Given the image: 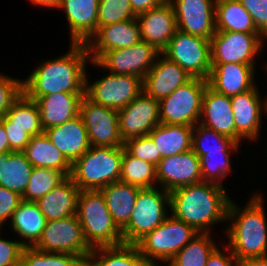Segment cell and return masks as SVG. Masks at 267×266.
Returning <instances> with one entry per match:
<instances>
[{
    "label": "cell",
    "instance_id": "1",
    "mask_svg": "<svg viewBox=\"0 0 267 266\" xmlns=\"http://www.w3.org/2000/svg\"><path fill=\"white\" fill-rule=\"evenodd\" d=\"M67 53L38 66L23 79L26 96H46L59 92L85 93L86 63L91 58L85 43H71Z\"/></svg>",
    "mask_w": 267,
    "mask_h": 266
},
{
    "label": "cell",
    "instance_id": "2",
    "mask_svg": "<svg viewBox=\"0 0 267 266\" xmlns=\"http://www.w3.org/2000/svg\"><path fill=\"white\" fill-rule=\"evenodd\" d=\"M231 198L224 186L200 182L170 192V212L199 233H210L216 223L227 222Z\"/></svg>",
    "mask_w": 267,
    "mask_h": 266
},
{
    "label": "cell",
    "instance_id": "3",
    "mask_svg": "<svg viewBox=\"0 0 267 266\" xmlns=\"http://www.w3.org/2000/svg\"><path fill=\"white\" fill-rule=\"evenodd\" d=\"M262 195L255 193L241 208L231 200L225 229L227 246L241 262L267 256V220ZM227 230V231H226Z\"/></svg>",
    "mask_w": 267,
    "mask_h": 266
},
{
    "label": "cell",
    "instance_id": "4",
    "mask_svg": "<svg viewBox=\"0 0 267 266\" xmlns=\"http://www.w3.org/2000/svg\"><path fill=\"white\" fill-rule=\"evenodd\" d=\"M123 146H90L72 164L70 178L80 191L101 190L120 181Z\"/></svg>",
    "mask_w": 267,
    "mask_h": 266
},
{
    "label": "cell",
    "instance_id": "5",
    "mask_svg": "<svg viewBox=\"0 0 267 266\" xmlns=\"http://www.w3.org/2000/svg\"><path fill=\"white\" fill-rule=\"evenodd\" d=\"M76 216L92 249L124 244L121 230L114 223L101 190L80 191Z\"/></svg>",
    "mask_w": 267,
    "mask_h": 266
},
{
    "label": "cell",
    "instance_id": "6",
    "mask_svg": "<svg viewBox=\"0 0 267 266\" xmlns=\"http://www.w3.org/2000/svg\"><path fill=\"white\" fill-rule=\"evenodd\" d=\"M199 232L172 215L135 245L150 266L168 263Z\"/></svg>",
    "mask_w": 267,
    "mask_h": 266
},
{
    "label": "cell",
    "instance_id": "7",
    "mask_svg": "<svg viewBox=\"0 0 267 266\" xmlns=\"http://www.w3.org/2000/svg\"><path fill=\"white\" fill-rule=\"evenodd\" d=\"M169 211L170 192L161 187L140 189L129 222L121 230L124 244L135 245L162 224Z\"/></svg>",
    "mask_w": 267,
    "mask_h": 266
},
{
    "label": "cell",
    "instance_id": "8",
    "mask_svg": "<svg viewBox=\"0 0 267 266\" xmlns=\"http://www.w3.org/2000/svg\"><path fill=\"white\" fill-rule=\"evenodd\" d=\"M208 81L192 77L159 101L160 123L194 126L199 123L202 98Z\"/></svg>",
    "mask_w": 267,
    "mask_h": 266
},
{
    "label": "cell",
    "instance_id": "9",
    "mask_svg": "<svg viewBox=\"0 0 267 266\" xmlns=\"http://www.w3.org/2000/svg\"><path fill=\"white\" fill-rule=\"evenodd\" d=\"M162 54L191 77L208 80L212 68L210 40L177 29Z\"/></svg>",
    "mask_w": 267,
    "mask_h": 266
},
{
    "label": "cell",
    "instance_id": "10",
    "mask_svg": "<svg viewBox=\"0 0 267 266\" xmlns=\"http://www.w3.org/2000/svg\"><path fill=\"white\" fill-rule=\"evenodd\" d=\"M34 247L44 252L72 254L81 259L88 258L92 251L76 215L47 221L43 234Z\"/></svg>",
    "mask_w": 267,
    "mask_h": 266
},
{
    "label": "cell",
    "instance_id": "11",
    "mask_svg": "<svg viewBox=\"0 0 267 266\" xmlns=\"http://www.w3.org/2000/svg\"><path fill=\"white\" fill-rule=\"evenodd\" d=\"M143 91V79L134 75L112 74L89 83L86 75L85 96L92 102L121 110Z\"/></svg>",
    "mask_w": 267,
    "mask_h": 266
},
{
    "label": "cell",
    "instance_id": "12",
    "mask_svg": "<svg viewBox=\"0 0 267 266\" xmlns=\"http://www.w3.org/2000/svg\"><path fill=\"white\" fill-rule=\"evenodd\" d=\"M266 38L261 33L215 32L211 38V64H256L255 56Z\"/></svg>",
    "mask_w": 267,
    "mask_h": 266
},
{
    "label": "cell",
    "instance_id": "13",
    "mask_svg": "<svg viewBox=\"0 0 267 266\" xmlns=\"http://www.w3.org/2000/svg\"><path fill=\"white\" fill-rule=\"evenodd\" d=\"M160 54L155 47L141 40L131 47L107 51L97 61L91 60L90 63L112 74L134 75L144 79Z\"/></svg>",
    "mask_w": 267,
    "mask_h": 266
},
{
    "label": "cell",
    "instance_id": "14",
    "mask_svg": "<svg viewBox=\"0 0 267 266\" xmlns=\"http://www.w3.org/2000/svg\"><path fill=\"white\" fill-rule=\"evenodd\" d=\"M79 115L85 125L90 146H124L119 133L117 110L94 103L84 96Z\"/></svg>",
    "mask_w": 267,
    "mask_h": 266
},
{
    "label": "cell",
    "instance_id": "15",
    "mask_svg": "<svg viewBox=\"0 0 267 266\" xmlns=\"http://www.w3.org/2000/svg\"><path fill=\"white\" fill-rule=\"evenodd\" d=\"M119 133L128 139L148 135L160 124L159 101L142 91L123 109L118 110Z\"/></svg>",
    "mask_w": 267,
    "mask_h": 266
},
{
    "label": "cell",
    "instance_id": "16",
    "mask_svg": "<svg viewBox=\"0 0 267 266\" xmlns=\"http://www.w3.org/2000/svg\"><path fill=\"white\" fill-rule=\"evenodd\" d=\"M173 5L177 29L211 40L215 30L216 0H169Z\"/></svg>",
    "mask_w": 267,
    "mask_h": 266
},
{
    "label": "cell",
    "instance_id": "17",
    "mask_svg": "<svg viewBox=\"0 0 267 266\" xmlns=\"http://www.w3.org/2000/svg\"><path fill=\"white\" fill-rule=\"evenodd\" d=\"M156 178L157 185L168 192L203 182L199 157L192 149L164 157L156 166Z\"/></svg>",
    "mask_w": 267,
    "mask_h": 266
},
{
    "label": "cell",
    "instance_id": "18",
    "mask_svg": "<svg viewBox=\"0 0 267 266\" xmlns=\"http://www.w3.org/2000/svg\"><path fill=\"white\" fill-rule=\"evenodd\" d=\"M258 86L230 97L235 118L236 142L242 139L257 141L262 128V113H265V100L261 99Z\"/></svg>",
    "mask_w": 267,
    "mask_h": 266
},
{
    "label": "cell",
    "instance_id": "19",
    "mask_svg": "<svg viewBox=\"0 0 267 266\" xmlns=\"http://www.w3.org/2000/svg\"><path fill=\"white\" fill-rule=\"evenodd\" d=\"M136 19L141 40L162 53L177 30L175 11L170 1L139 14Z\"/></svg>",
    "mask_w": 267,
    "mask_h": 266
},
{
    "label": "cell",
    "instance_id": "20",
    "mask_svg": "<svg viewBox=\"0 0 267 266\" xmlns=\"http://www.w3.org/2000/svg\"><path fill=\"white\" fill-rule=\"evenodd\" d=\"M141 41L136 18L100 27L86 43L91 60L97 61L105 52L131 47Z\"/></svg>",
    "mask_w": 267,
    "mask_h": 266
},
{
    "label": "cell",
    "instance_id": "21",
    "mask_svg": "<svg viewBox=\"0 0 267 266\" xmlns=\"http://www.w3.org/2000/svg\"><path fill=\"white\" fill-rule=\"evenodd\" d=\"M191 78L177 63L161 53L143 79V91L151 98L160 101Z\"/></svg>",
    "mask_w": 267,
    "mask_h": 266
},
{
    "label": "cell",
    "instance_id": "22",
    "mask_svg": "<svg viewBox=\"0 0 267 266\" xmlns=\"http://www.w3.org/2000/svg\"><path fill=\"white\" fill-rule=\"evenodd\" d=\"M257 64L224 63L212 64L208 85L228 97L236 96L256 86Z\"/></svg>",
    "mask_w": 267,
    "mask_h": 266
},
{
    "label": "cell",
    "instance_id": "23",
    "mask_svg": "<svg viewBox=\"0 0 267 266\" xmlns=\"http://www.w3.org/2000/svg\"><path fill=\"white\" fill-rule=\"evenodd\" d=\"M85 93L59 92L46 96H27L35 100L40 112V123L45 131L79 115Z\"/></svg>",
    "mask_w": 267,
    "mask_h": 266
},
{
    "label": "cell",
    "instance_id": "24",
    "mask_svg": "<svg viewBox=\"0 0 267 266\" xmlns=\"http://www.w3.org/2000/svg\"><path fill=\"white\" fill-rule=\"evenodd\" d=\"M233 114L230 97L216 92L207 85L202 98L199 123L236 141Z\"/></svg>",
    "mask_w": 267,
    "mask_h": 266
},
{
    "label": "cell",
    "instance_id": "25",
    "mask_svg": "<svg viewBox=\"0 0 267 266\" xmlns=\"http://www.w3.org/2000/svg\"><path fill=\"white\" fill-rule=\"evenodd\" d=\"M100 0H61L59 8L66 13L70 43H87L97 32Z\"/></svg>",
    "mask_w": 267,
    "mask_h": 266
},
{
    "label": "cell",
    "instance_id": "26",
    "mask_svg": "<svg viewBox=\"0 0 267 266\" xmlns=\"http://www.w3.org/2000/svg\"><path fill=\"white\" fill-rule=\"evenodd\" d=\"M44 132L71 164L90 148L87 131L80 115Z\"/></svg>",
    "mask_w": 267,
    "mask_h": 266
},
{
    "label": "cell",
    "instance_id": "27",
    "mask_svg": "<svg viewBox=\"0 0 267 266\" xmlns=\"http://www.w3.org/2000/svg\"><path fill=\"white\" fill-rule=\"evenodd\" d=\"M80 190L70 177L41 197L36 203L47 221L76 215Z\"/></svg>",
    "mask_w": 267,
    "mask_h": 266
},
{
    "label": "cell",
    "instance_id": "28",
    "mask_svg": "<svg viewBox=\"0 0 267 266\" xmlns=\"http://www.w3.org/2000/svg\"><path fill=\"white\" fill-rule=\"evenodd\" d=\"M10 222L15 233L25 239L20 240V243L24 247H34L43 234L47 220L36 202L22 200Z\"/></svg>",
    "mask_w": 267,
    "mask_h": 266
},
{
    "label": "cell",
    "instance_id": "29",
    "mask_svg": "<svg viewBox=\"0 0 267 266\" xmlns=\"http://www.w3.org/2000/svg\"><path fill=\"white\" fill-rule=\"evenodd\" d=\"M23 152L33 167L55 169L65 177L70 176L72 164L55 147L45 132L31 137Z\"/></svg>",
    "mask_w": 267,
    "mask_h": 266
},
{
    "label": "cell",
    "instance_id": "30",
    "mask_svg": "<svg viewBox=\"0 0 267 266\" xmlns=\"http://www.w3.org/2000/svg\"><path fill=\"white\" fill-rule=\"evenodd\" d=\"M141 188L116 181L101 189L114 223L122 230L129 222Z\"/></svg>",
    "mask_w": 267,
    "mask_h": 266
},
{
    "label": "cell",
    "instance_id": "31",
    "mask_svg": "<svg viewBox=\"0 0 267 266\" xmlns=\"http://www.w3.org/2000/svg\"><path fill=\"white\" fill-rule=\"evenodd\" d=\"M33 165L24 152L6 151L0 154V186L23 196Z\"/></svg>",
    "mask_w": 267,
    "mask_h": 266
},
{
    "label": "cell",
    "instance_id": "32",
    "mask_svg": "<svg viewBox=\"0 0 267 266\" xmlns=\"http://www.w3.org/2000/svg\"><path fill=\"white\" fill-rule=\"evenodd\" d=\"M192 133L193 126L160 123L148 135L164 158L191 150Z\"/></svg>",
    "mask_w": 267,
    "mask_h": 266
},
{
    "label": "cell",
    "instance_id": "33",
    "mask_svg": "<svg viewBox=\"0 0 267 266\" xmlns=\"http://www.w3.org/2000/svg\"><path fill=\"white\" fill-rule=\"evenodd\" d=\"M215 18L216 32L260 33L239 0H216Z\"/></svg>",
    "mask_w": 267,
    "mask_h": 266
},
{
    "label": "cell",
    "instance_id": "34",
    "mask_svg": "<svg viewBox=\"0 0 267 266\" xmlns=\"http://www.w3.org/2000/svg\"><path fill=\"white\" fill-rule=\"evenodd\" d=\"M0 120L4 123V127L23 128L32 137L44 132L36 101L28 98L24 93L11 105Z\"/></svg>",
    "mask_w": 267,
    "mask_h": 266
},
{
    "label": "cell",
    "instance_id": "35",
    "mask_svg": "<svg viewBox=\"0 0 267 266\" xmlns=\"http://www.w3.org/2000/svg\"><path fill=\"white\" fill-rule=\"evenodd\" d=\"M88 259L91 266H150L133 244L93 248Z\"/></svg>",
    "mask_w": 267,
    "mask_h": 266
},
{
    "label": "cell",
    "instance_id": "36",
    "mask_svg": "<svg viewBox=\"0 0 267 266\" xmlns=\"http://www.w3.org/2000/svg\"><path fill=\"white\" fill-rule=\"evenodd\" d=\"M211 237V233H198L167 266H206L208 257L218 246Z\"/></svg>",
    "mask_w": 267,
    "mask_h": 266
},
{
    "label": "cell",
    "instance_id": "37",
    "mask_svg": "<svg viewBox=\"0 0 267 266\" xmlns=\"http://www.w3.org/2000/svg\"><path fill=\"white\" fill-rule=\"evenodd\" d=\"M120 181L141 189L156 187V166L130 155L123 146Z\"/></svg>",
    "mask_w": 267,
    "mask_h": 266
},
{
    "label": "cell",
    "instance_id": "38",
    "mask_svg": "<svg viewBox=\"0 0 267 266\" xmlns=\"http://www.w3.org/2000/svg\"><path fill=\"white\" fill-rule=\"evenodd\" d=\"M241 144L200 123L193 126L192 150L200 157L214 151H238Z\"/></svg>",
    "mask_w": 267,
    "mask_h": 266
},
{
    "label": "cell",
    "instance_id": "39",
    "mask_svg": "<svg viewBox=\"0 0 267 266\" xmlns=\"http://www.w3.org/2000/svg\"><path fill=\"white\" fill-rule=\"evenodd\" d=\"M66 177L55 169L34 167L22 200L37 202Z\"/></svg>",
    "mask_w": 267,
    "mask_h": 266
},
{
    "label": "cell",
    "instance_id": "40",
    "mask_svg": "<svg viewBox=\"0 0 267 266\" xmlns=\"http://www.w3.org/2000/svg\"><path fill=\"white\" fill-rule=\"evenodd\" d=\"M231 152L233 151H214L199 157L203 182L223 186L222 181L232 171Z\"/></svg>",
    "mask_w": 267,
    "mask_h": 266
},
{
    "label": "cell",
    "instance_id": "41",
    "mask_svg": "<svg viewBox=\"0 0 267 266\" xmlns=\"http://www.w3.org/2000/svg\"><path fill=\"white\" fill-rule=\"evenodd\" d=\"M80 257L68 253L44 252L35 247H24L20 266H75Z\"/></svg>",
    "mask_w": 267,
    "mask_h": 266
},
{
    "label": "cell",
    "instance_id": "42",
    "mask_svg": "<svg viewBox=\"0 0 267 266\" xmlns=\"http://www.w3.org/2000/svg\"><path fill=\"white\" fill-rule=\"evenodd\" d=\"M136 18L129 0H100L98 6L97 30L117 22Z\"/></svg>",
    "mask_w": 267,
    "mask_h": 266
},
{
    "label": "cell",
    "instance_id": "43",
    "mask_svg": "<svg viewBox=\"0 0 267 266\" xmlns=\"http://www.w3.org/2000/svg\"><path fill=\"white\" fill-rule=\"evenodd\" d=\"M149 135L128 139L124 142V149L132 156L150 162L157 166L162 159L159 150Z\"/></svg>",
    "mask_w": 267,
    "mask_h": 266
},
{
    "label": "cell",
    "instance_id": "44",
    "mask_svg": "<svg viewBox=\"0 0 267 266\" xmlns=\"http://www.w3.org/2000/svg\"><path fill=\"white\" fill-rule=\"evenodd\" d=\"M23 93V80L0 73V118Z\"/></svg>",
    "mask_w": 267,
    "mask_h": 266
},
{
    "label": "cell",
    "instance_id": "45",
    "mask_svg": "<svg viewBox=\"0 0 267 266\" xmlns=\"http://www.w3.org/2000/svg\"><path fill=\"white\" fill-rule=\"evenodd\" d=\"M251 15L256 29L267 38V0H239Z\"/></svg>",
    "mask_w": 267,
    "mask_h": 266
},
{
    "label": "cell",
    "instance_id": "46",
    "mask_svg": "<svg viewBox=\"0 0 267 266\" xmlns=\"http://www.w3.org/2000/svg\"><path fill=\"white\" fill-rule=\"evenodd\" d=\"M23 249L24 246L20 241H11L0 237V266H20Z\"/></svg>",
    "mask_w": 267,
    "mask_h": 266
},
{
    "label": "cell",
    "instance_id": "47",
    "mask_svg": "<svg viewBox=\"0 0 267 266\" xmlns=\"http://www.w3.org/2000/svg\"><path fill=\"white\" fill-rule=\"evenodd\" d=\"M22 201V196L14 191L0 186V228L4 222L11 220L12 214Z\"/></svg>",
    "mask_w": 267,
    "mask_h": 266
},
{
    "label": "cell",
    "instance_id": "48",
    "mask_svg": "<svg viewBox=\"0 0 267 266\" xmlns=\"http://www.w3.org/2000/svg\"><path fill=\"white\" fill-rule=\"evenodd\" d=\"M223 246L225 247L222 250L218 246L213 250L207 259L206 266H242L229 247L225 244ZM223 250L224 252H222Z\"/></svg>",
    "mask_w": 267,
    "mask_h": 266
},
{
    "label": "cell",
    "instance_id": "49",
    "mask_svg": "<svg viewBox=\"0 0 267 266\" xmlns=\"http://www.w3.org/2000/svg\"><path fill=\"white\" fill-rule=\"evenodd\" d=\"M8 136V143L10 150L13 152H23L29 141L31 135L19 127H4Z\"/></svg>",
    "mask_w": 267,
    "mask_h": 266
},
{
    "label": "cell",
    "instance_id": "50",
    "mask_svg": "<svg viewBox=\"0 0 267 266\" xmlns=\"http://www.w3.org/2000/svg\"><path fill=\"white\" fill-rule=\"evenodd\" d=\"M133 13L138 16L141 13L147 12L151 8L160 6L167 0H129Z\"/></svg>",
    "mask_w": 267,
    "mask_h": 266
},
{
    "label": "cell",
    "instance_id": "51",
    "mask_svg": "<svg viewBox=\"0 0 267 266\" xmlns=\"http://www.w3.org/2000/svg\"><path fill=\"white\" fill-rule=\"evenodd\" d=\"M6 151H11L8 143V136L4 129V123L0 120V154Z\"/></svg>",
    "mask_w": 267,
    "mask_h": 266
},
{
    "label": "cell",
    "instance_id": "52",
    "mask_svg": "<svg viewBox=\"0 0 267 266\" xmlns=\"http://www.w3.org/2000/svg\"><path fill=\"white\" fill-rule=\"evenodd\" d=\"M31 4L33 3L36 6H41L40 8L47 7L48 9H59L61 0H30Z\"/></svg>",
    "mask_w": 267,
    "mask_h": 266
},
{
    "label": "cell",
    "instance_id": "53",
    "mask_svg": "<svg viewBox=\"0 0 267 266\" xmlns=\"http://www.w3.org/2000/svg\"><path fill=\"white\" fill-rule=\"evenodd\" d=\"M242 266H267V256L246 260Z\"/></svg>",
    "mask_w": 267,
    "mask_h": 266
},
{
    "label": "cell",
    "instance_id": "54",
    "mask_svg": "<svg viewBox=\"0 0 267 266\" xmlns=\"http://www.w3.org/2000/svg\"><path fill=\"white\" fill-rule=\"evenodd\" d=\"M75 266H91L88 258L81 259Z\"/></svg>",
    "mask_w": 267,
    "mask_h": 266
},
{
    "label": "cell",
    "instance_id": "55",
    "mask_svg": "<svg viewBox=\"0 0 267 266\" xmlns=\"http://www.w3.org/2000/svg\"><path fill=\"white\" fill-rule=\"evenodd\" d=\"M264 99H265V114L267 115V95H266V98L264 96Z\"/></svg>",
    "mask_w": 267,
    "mask_h": 266
}]
</instances>
